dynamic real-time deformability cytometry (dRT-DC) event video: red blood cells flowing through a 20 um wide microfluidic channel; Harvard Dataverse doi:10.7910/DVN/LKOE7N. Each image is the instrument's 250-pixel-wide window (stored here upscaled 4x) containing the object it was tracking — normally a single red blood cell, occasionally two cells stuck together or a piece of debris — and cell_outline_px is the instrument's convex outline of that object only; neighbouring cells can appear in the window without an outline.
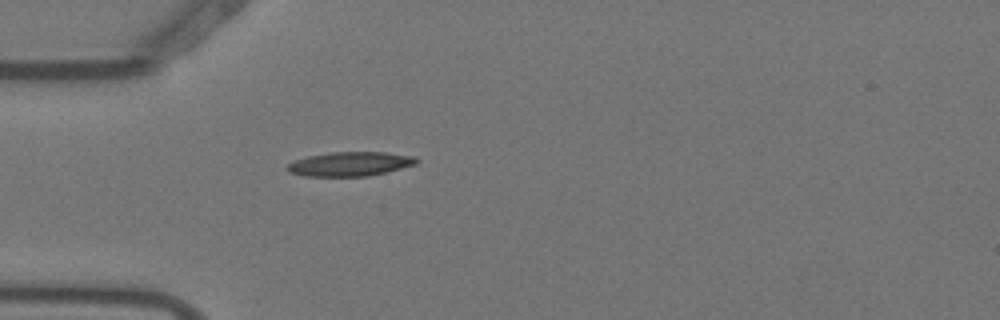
{"species": "Egyptian fruit bat (a non-hibernating species)", "species_latin": "Rousettus aegyptiacus", "temperature_condition": "warm", "stored_images_in_passage": 2, "camera_frame_rate_fps": 3000, "um_per_image_px": 0.085, "animal": {"sex": "female"}, "frame": {"image": 1, "passage_image": 2, "time_ms": 0.333, "image_size_px": [1000, 320], "cell_outline_px": [[420, 160], [416, 164], [368, 176], [304, 176], [288, 172], [284, 168], [292, 160], [308, 156], [332, 152], [384, 152], [416, 156]], "centroid_in_image_um": [29.72, 13.93], "position_along_channel_um": 55.3, "area_um2": 18.32}}